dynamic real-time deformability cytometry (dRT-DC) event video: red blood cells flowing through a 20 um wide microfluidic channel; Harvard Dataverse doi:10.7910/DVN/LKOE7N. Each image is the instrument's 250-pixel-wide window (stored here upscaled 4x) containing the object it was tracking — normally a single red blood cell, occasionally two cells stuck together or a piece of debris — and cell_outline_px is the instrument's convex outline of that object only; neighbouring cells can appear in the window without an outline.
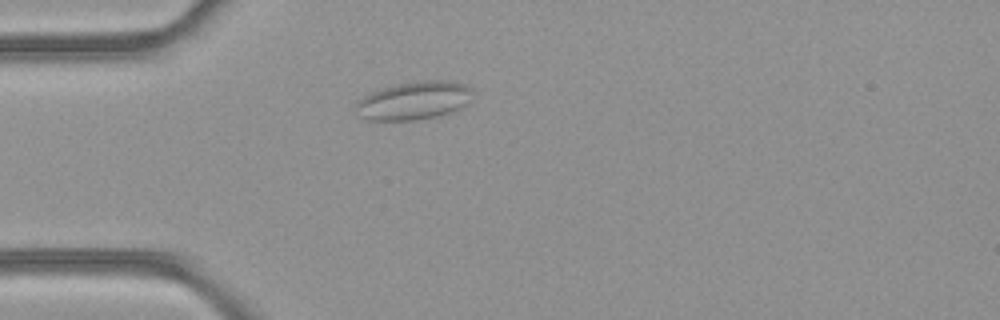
{"species": "common noctule bat (a hibernating species)", "species_latin": "Nyctalus noctula", "temperature_condition": "room temperature", "stored_images_in_passage": 1, "camera_frame_rate_fps": 3000, "um_per_image_px": 0.085, "animal": {"sex": "female", "body_mass_g": 21.9}, "frame": {"image": 1, "passage_image": 1, "time_ms": 0.0, "image_size_px": [1000, 320], "cell_outline_px": [[476, 88], [468, 104], [452, 112], [436, 116], [416, 120], [368, 120], [356, 116], [352, 108], [364, 96], [372, 92], [396, 84], [420, 80], [448, 80], [464, 84]], "centroid_in_image_um": [35.2, 8.55], "position_along_channel_um": 49.8, "area_um2": 26.47}}